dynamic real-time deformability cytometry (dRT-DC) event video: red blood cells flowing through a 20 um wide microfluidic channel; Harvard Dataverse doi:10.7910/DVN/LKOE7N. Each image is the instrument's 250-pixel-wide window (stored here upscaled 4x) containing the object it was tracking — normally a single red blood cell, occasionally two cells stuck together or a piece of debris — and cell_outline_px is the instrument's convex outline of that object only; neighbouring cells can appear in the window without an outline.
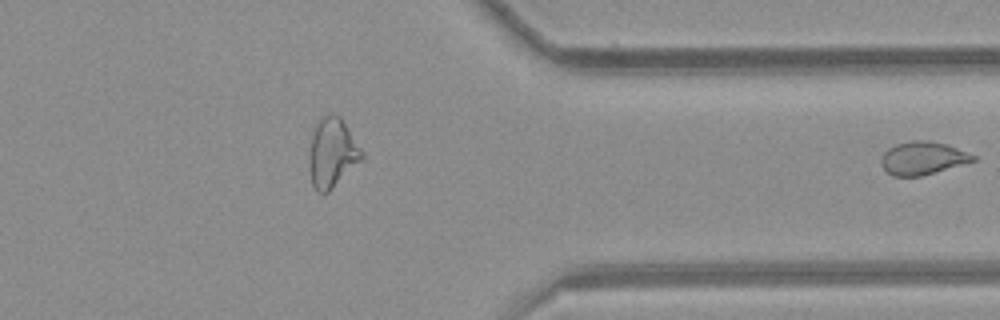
{"species": "common noctule bat (a hibernating species)", "species_latin": "Nyctalus noctula", "temperature_condition": "room temperature", "stored_images_in_passage": 32, "segment_of_instrument_passage": [2, 2], "camera_frame_rate_fps": 3000, "um_per_image_px": 0.085, "animal": {"sex": "female", "body_mass_g": 21.9}, "frame": {"image": 1, "passage_image": 32, "time_ms": 10.333, "image_size_px": [1000, 320], "cell_outline_px": [[976, 160], [920, 176], [892, 176], [880, 164], [880, 160], [884, 152], [888, 148], [896, 144], [912, 140], [928, 140], [948, 144], [976, 156]], "centroid_in_image_um": [78.41, 13.42], "position_along_channel_um": 333.0, "area_um2": 17.57}}